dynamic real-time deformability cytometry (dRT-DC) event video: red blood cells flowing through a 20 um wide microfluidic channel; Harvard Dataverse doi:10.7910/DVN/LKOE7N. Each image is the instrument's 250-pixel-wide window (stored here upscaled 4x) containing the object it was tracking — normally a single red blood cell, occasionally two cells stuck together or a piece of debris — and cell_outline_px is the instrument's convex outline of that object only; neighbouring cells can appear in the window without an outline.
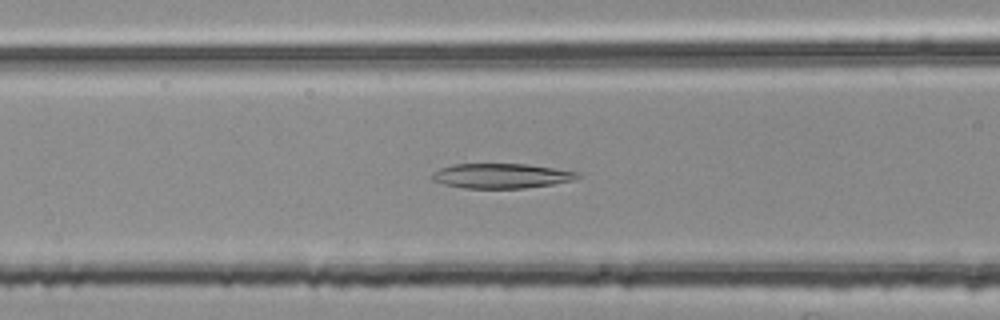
{"species": "common noctule bat (a hibernating species)", "species_latin": "Nyctalus noctula", "temperature_condition": "room temperature", "stored_images_in_passage": 46, "camera_frame_rate_fps": 3000, "um_per_image_px": 0.085, "animal": {"sex": "female", "body_mass_g": 25.1}, "frame": {"image": 1, "passage_image": 19, "time_ms": 6.0, "image_size_px": [1000, 320], "cell_outline_px": [[580, 176], [576, 180], [552, 184], [524, 188], [464, 188], [444, 184], [432, 180], [432, 172], [440, 168], [452, 164], [528, 164], [576, 172]], "centroid_in_image_um": [42.58, 14.95], "position_along_channel_um": 124.0, "area_um2": 20.92}}
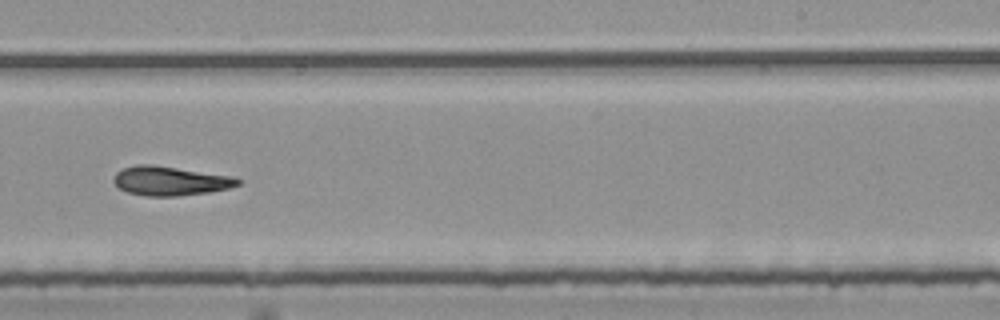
{"frame": {"image": 2, "passage_image": 31, "time_ms": 10.0, "image_size_px": [1000, 320], "cell_outline_px": [[240, 184], [228, 188], [208, 192], [176, 196], [148, 196], [128, 192], [120, 188], [112, 180], [116, 172], [124, 168], [140, 164], [152, 164], [232, 176], [240, 180]], "centroid_in_image_um": [14.45, 15.37], "position_along_channel_um": 274.5, "area_um2": 20.87}}
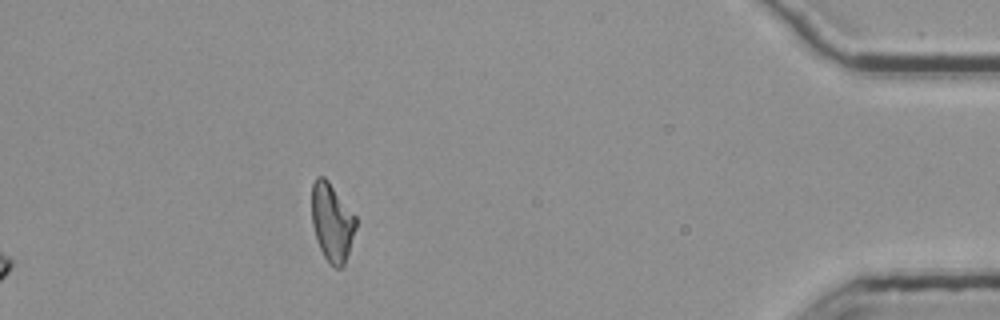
{"frame": {"image": 3, "passage_image": 46, "time_ms": 15.0, "image_size_px": [1000, 320], "cell_outline_px": [[356, 228], [344, 264], [340, 268], [336, 268], [324, 256], [316, 240], [312, 224], [312, 184], [316, 176], [324, 176], [328, 180], [356, 216]], "centroid_in_image_um": [28.21, 18.85], "position_along_channel_um": 407.0, "area_um2": 19.94}, "authors_computed_cell_mechanics": {"area_um2": 20.9814, "velocity_mm_per_s": 3.7694, "shape_relaxation_time_tau1_ms": null, "shape_relaxation_time_tau2_ms": 8.1466, "deformation_change_tau1": null, "deformation_change_tau2": 0.1843}}